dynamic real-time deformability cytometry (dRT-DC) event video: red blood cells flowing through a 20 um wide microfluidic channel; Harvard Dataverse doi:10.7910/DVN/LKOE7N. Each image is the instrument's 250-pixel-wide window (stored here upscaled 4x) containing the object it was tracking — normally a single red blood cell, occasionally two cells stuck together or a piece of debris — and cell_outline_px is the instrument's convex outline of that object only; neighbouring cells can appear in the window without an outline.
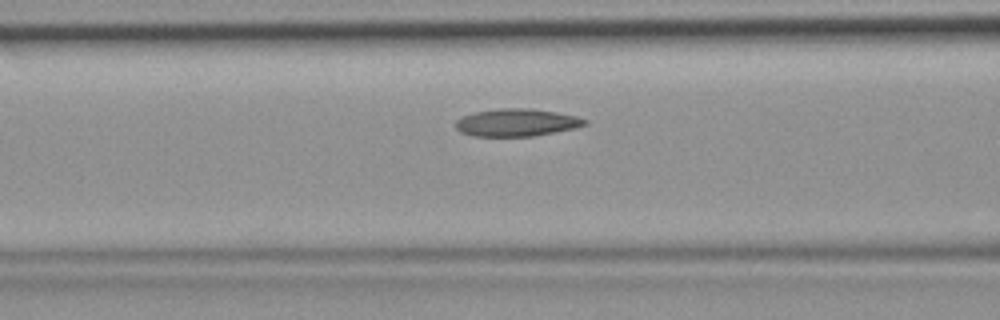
{"species": "common noctule bat (a hibernating species)", "species_latin": "Nyctalus noctula", "temperature_condition": "room temperature", "stored_images_in_passage": 32, "camera_frame_rate_fps": 3000, "um_per_image_px": 0.085, "animal": {"sex": "female", "body_mass_g": 19.9}, "frame": {"image": 1, "passage_image": 8, "time_ms": 2.333, "image_size_px": [1000, 320], "cell_outline_px": [[588, 124], [576, 128], [532, 136], [472, 136], [460, 132], [456, 128], [456, 120], [472, 112], [500, 108], [532, 108], [556, 112], [576, 116], [588, 120]], "centroid_in_image_um": [43.92, 10.41], "position_along_channel_um": 122.7, "area_um2": 20.81}}
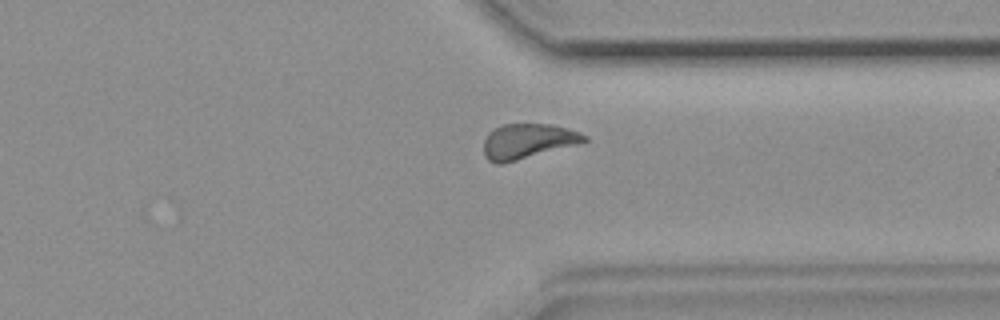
{"frame": {"image": 2, "passage_image": 25, "time_ms": 8.0, "image_size_px": [1000, 320], "cell_outline_px": [[588, 140], [580, 144], [504, 164], [496, 164], [488, 160], [484, 156], [484, 140], [488, 132], [504, 124], [548, 124], [580, 132], [588, 136]], "centroid_in_image_um": [44.86, 12.03], "position_along_channel_um": 366.5, "area_um2": 20.69}}
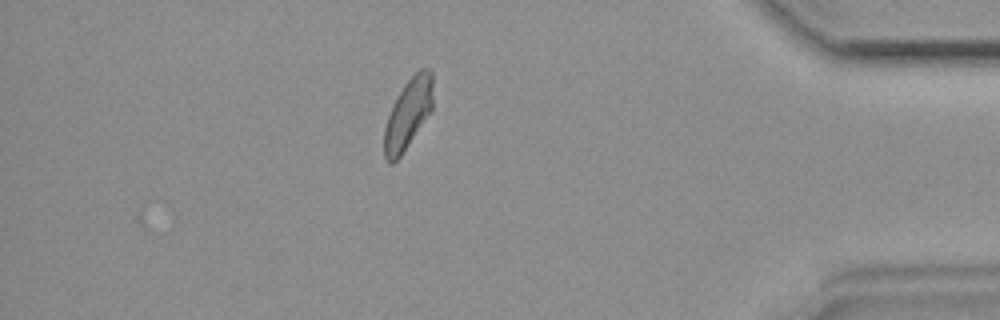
{"frame": {"image": 3, "passage_image": 30, "time_ms": 9.667, "image_size_px": [1000, 320], "cell_outline_px": [[432, 112], [400, 156], [392, 164], [388, 164], [384, 156], [384, 128], [392, 104], [404, 84], [420, 68], [428, 68], [432, 72]], "centroid_in_image_um": [34.68, 9.69], "position_along_channel_um": 400.5, "area_um2": 20.0}}